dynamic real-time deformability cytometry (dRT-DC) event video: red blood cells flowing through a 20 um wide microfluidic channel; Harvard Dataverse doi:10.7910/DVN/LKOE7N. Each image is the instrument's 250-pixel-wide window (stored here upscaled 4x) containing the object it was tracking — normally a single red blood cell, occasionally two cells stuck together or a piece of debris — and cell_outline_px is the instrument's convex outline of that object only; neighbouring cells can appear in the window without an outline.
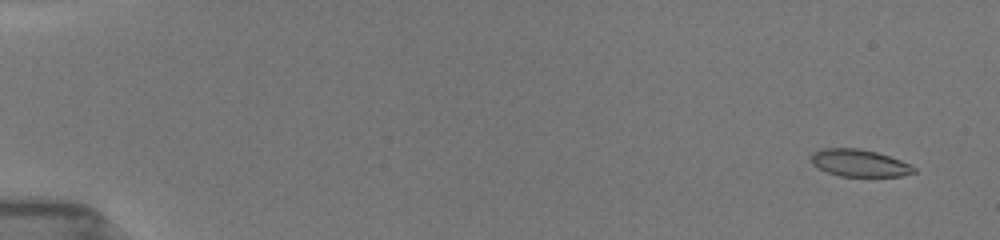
{"species": "common noctule bat (a hibernating species)", "species_latin": "Nyctalus noctula", "temperature_condition": "room temperature", "stored_images_in_passage": 57, "camera_frame_rate_fps": 3000, "um_per_image_px": 0.085, "animal": {"sex": "female", "body_mass_g": 19.5, "forearm_length_mm": 54.1}, "frame": {"image": 1, "passage_image": 3, "time_ms": 0.667, "image_size_px": [1000, 240], "cell_outline_px": [[916, 172], [904, 176], [840, 176], [828, 172], [812, 164], [812, 152], [824, 148], [860, 148], [876, 152], [912, 164], [916, 168]], "centroid_in_image_um": [73.09, 13.85], "position_along_channel_um": 11.9, "area_um2": 16.24}}
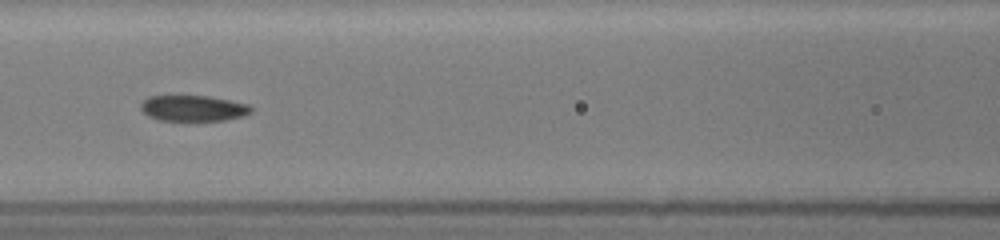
{"frame": {"image": 2, "passage_image": 27, "time_ms": 8.0, "image_size_px": [1000, 240], "cell_outline_px": [[252, 112], [244, 116], [224, 120], [196, 124], [184, 124], [160, 120], [148, 116], [140, 108], [140, 104], [148, 96], [208, 96], [248, 104], [252, 108]], "centroid_in_image_um": [16.41, 9.27], "position_along_channel_um": 150.2, "area_um2": 17.57}}
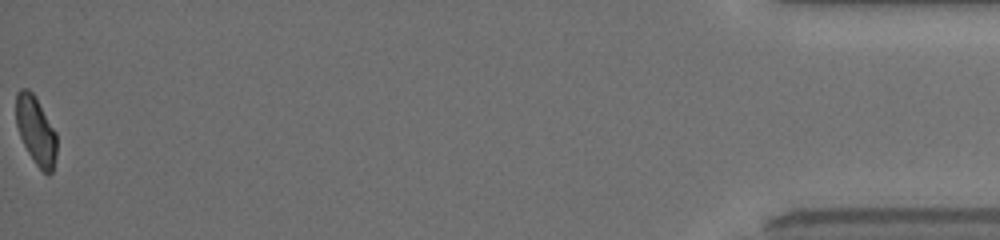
{"frame": {"image": 3, "passage_image": 57, "time_ms": 17.333, "image_size_px": [1000, 240], "cell_outline_px": [[56, 156], [52, 172], [48, 176], [36, 164], [28, 152], [20, 136], [16, 124], [16, 92], [20, 88], [28, 88], [36, 96], [56, 132]], "centroid_in_image_um": [3.05, 11.06], "position_along_channel_um": 432.2, "area_um2": 16.24}, "authors_computed_cell_mechanics": {"area_um2": 17.2244, "velocity_mm_per_s": 3.9827, "shape_relaxation_time_tau1_ms": 6.8662, "shape_relaxation_time_tau2_ms": 2.3739, "deformation_change_tau1": 0.1436, "deformation_change_tau2": 0.0718}}